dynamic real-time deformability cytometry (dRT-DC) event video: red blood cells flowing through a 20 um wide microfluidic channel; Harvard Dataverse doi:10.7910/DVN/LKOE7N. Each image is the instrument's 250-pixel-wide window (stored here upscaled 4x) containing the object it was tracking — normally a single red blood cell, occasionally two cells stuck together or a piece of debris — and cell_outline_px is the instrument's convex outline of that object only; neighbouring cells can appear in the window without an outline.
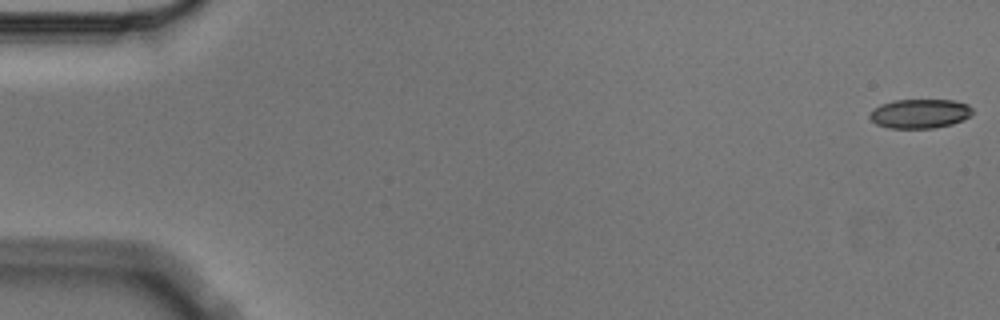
{"species": "Egyptian fruit bat (a non-hibernating species)", "species_latin": "Rousettus aegyptiacus", "temperature_condition": "cold", "stored_images_in_passage": 7, "camera_frame_rate_fps": 3000, "um_per_image_px": 0.085, "animal": {"sex": "male"}, "frame": {"image": 1, "passage_image": 1, "time_ms": 0.0, "image_size_px": [1000, 320], "cell_outline_px": [[972, 116], [964, 120], [952, 124], [936, 128], [888, 128], [876, 124], [868, 116], [872, 108], [880, 104], [892, 100], [952, 100], [968, 104], [972, 108]], "centroid_in_image_um": [78.18, 9.66], "position_along_channel_um": 6.8, "area_um2": 17.8}}
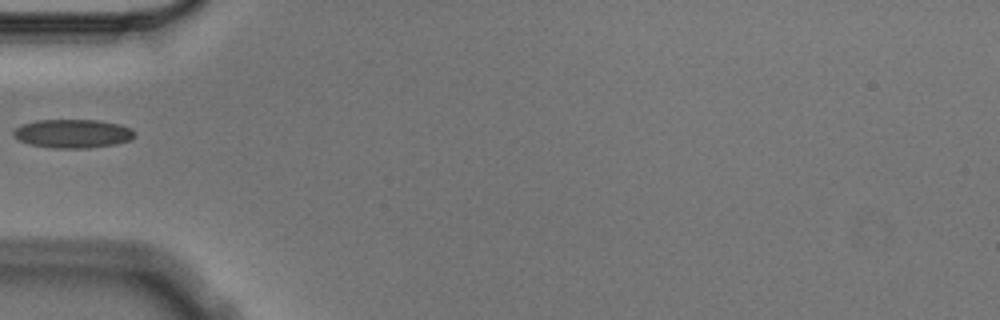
{"frame": {"image": 2, "passage_image": 6, "time_ms": 1.667, "image_size_px": [1000, 320], "cell_outline_px": [[136, 136], [132, 140], [116, 144], [88, 148], [52, 148], [28, 144], [12, 136], [12, 132], [20, 124], [36, 120], [100, 120], [120, 124], [132, 128], [136, 132]], "centroid_in_image_um": [6.21, 11.35], "position_along_channel_um": 78.8, "area_um2": 20.63}}
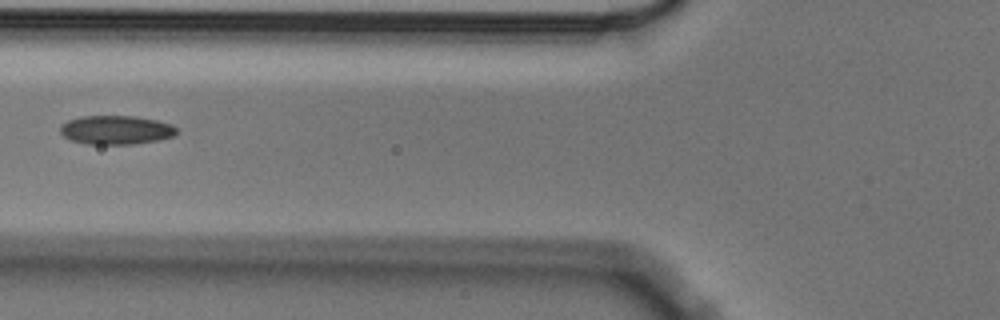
{"frame": {"image": 3, "passage_image": 7, "time_ms": 2.0, "image_size_px": [1000, 320], "cell_outline_px": [[176, 132], [172, 136], [156, 140], [132, 144], [88, 144], [68, 140], [60, 132], [60, 124], [68, 120], [84, 116], [136, 116], [156, 120], [172, 124], [176, 128]], "centroid_in_image_um": [9.81, 11.04], "position_along_channel_um": 116.0, "area_um2": 19.54}}